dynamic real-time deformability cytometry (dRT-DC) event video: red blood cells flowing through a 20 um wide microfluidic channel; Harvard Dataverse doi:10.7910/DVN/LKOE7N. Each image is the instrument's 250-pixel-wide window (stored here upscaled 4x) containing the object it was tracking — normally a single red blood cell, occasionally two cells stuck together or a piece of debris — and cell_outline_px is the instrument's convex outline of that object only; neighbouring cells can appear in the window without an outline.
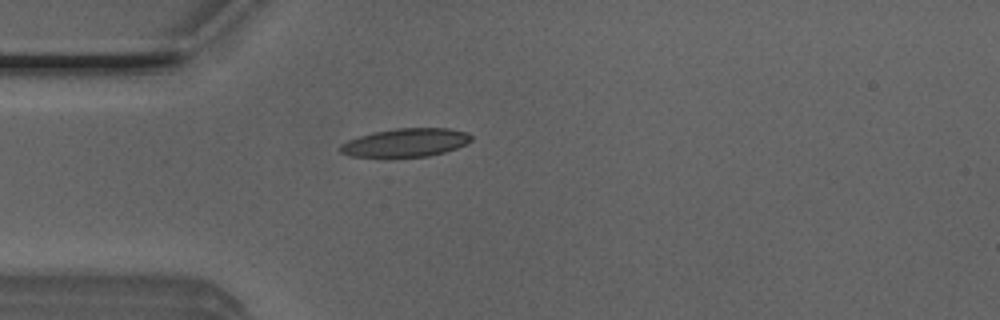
{"species": "Egyptian fruit bat (a non-hibernating species)", "species_latin": "Rousettus aegyptiacus", "temperature_condition": "room temperature", "stored_images_in_passage": 39, "camera_frame_rate_fps": 3000, "um_per_image_px": 0.085, "animal": {"sex": "male"}, "frame": {"image": 1, "passage_image": 1, "time_ms": 0.0, "image_size_px": [1000, 320], "cell_outline_px": [[472, 140], [456, 148], [444, 152], [428, 156], [392, 160], [384, 160], [348, 156], [340, 152], [336, 148], [340, 144], [348, 140], [372, 132], [396, 128], [448, 128], [468, 132], [472, 136]], "centroid_in_image_um": [34.37, 12.18], "position_along_channel_um": 50.6, "area_um2": 22.83}}
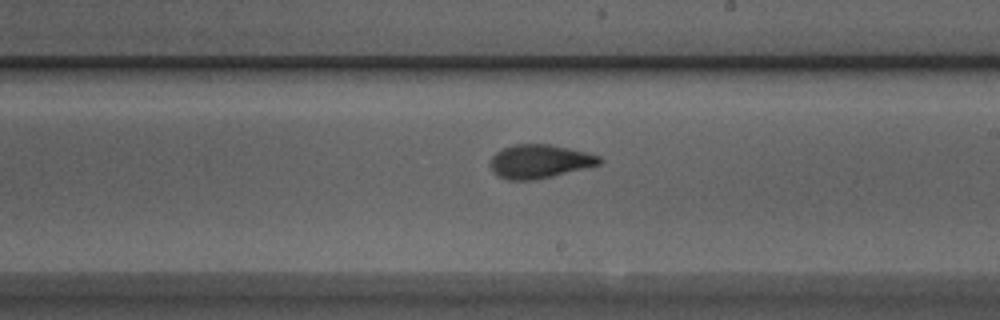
{"frame": {"image": 2, "passage_image": 16, "time_ms": 5.0, "image_size_px": [1000, 320], "cell_outline_px": [[604, 160], [600, 164], [536, 180], [508, 180], [496, 176], [492, 172], [492, 156], [496, 152], [504, 148], [516, 144], [548, 144], [588, 152], [600, 156]], "centroid_in_image_um": [45.87, 13.72], "position_along_channel_um": 243.1, "area_um2": 21.33}}
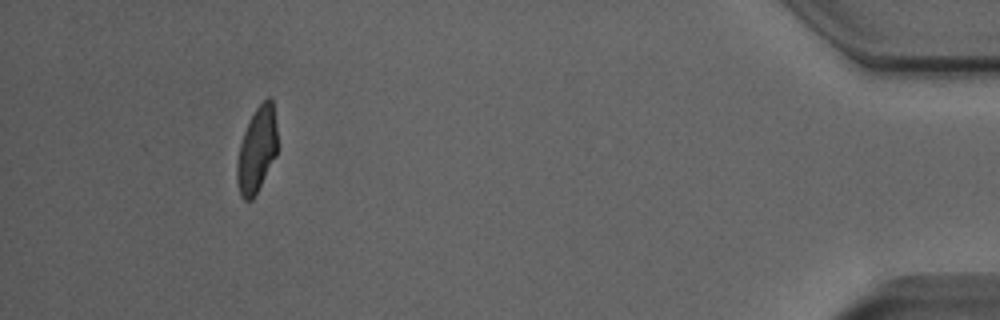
{"frame": {"image": 3, "passage_image": 34, "time_ms": 11.0, "image_size_px": [1000, 320], "cell_outline_px": [[276, 156], [252, 200], [244, 200], [240, 196], [236, 180], [236, 164], [240, 144], [248, 120], [256, 108], [268, 96], [272, 100], [276, 124]], "centroid_in_image_um": [21.81, 12.74], "position_along_channel_um": 413.4, "area_um2": 20.0}}